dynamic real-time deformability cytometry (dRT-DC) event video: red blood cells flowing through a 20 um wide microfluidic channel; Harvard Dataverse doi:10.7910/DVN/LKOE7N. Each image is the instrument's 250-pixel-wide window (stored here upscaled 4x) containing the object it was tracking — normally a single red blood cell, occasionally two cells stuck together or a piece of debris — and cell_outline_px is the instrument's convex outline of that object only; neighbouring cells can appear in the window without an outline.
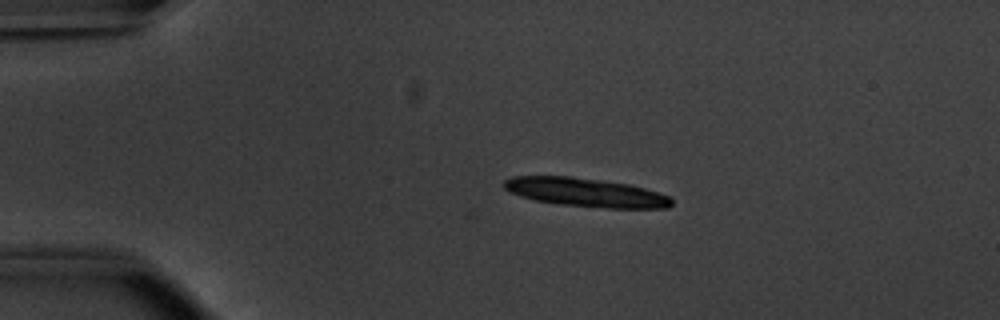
{"species": "common noctule bat (a hibernating species)", "species_latin": "Nyctalus noctula", "temperature_condition": "warm", "stored_images_in_passage": 4, "camera_frame_rate_fps": 3000, "um_per_image_px": 0.085, "animal": {"sex": "male", "body_mass_g": 20.1, "forearm_length_mm": 53.5}, "frame": {"image": 1, "passage_image": 4, "time_ms": 1.0, "image_size_px": [1000, 320], "cell_outline_px": [[672, 204], [668, 208], [608, 208], [564, 204], [536, 200], [520, 196], [504, 188], [504, 180], [512, 176], [572, 176], [628, 184], [644, 188], [668, 196], [672, 200]], "centroid_in_image_um": [49.78, 16.34], "position_along_channel_um": 35.2, "area_um2": 27.63}}